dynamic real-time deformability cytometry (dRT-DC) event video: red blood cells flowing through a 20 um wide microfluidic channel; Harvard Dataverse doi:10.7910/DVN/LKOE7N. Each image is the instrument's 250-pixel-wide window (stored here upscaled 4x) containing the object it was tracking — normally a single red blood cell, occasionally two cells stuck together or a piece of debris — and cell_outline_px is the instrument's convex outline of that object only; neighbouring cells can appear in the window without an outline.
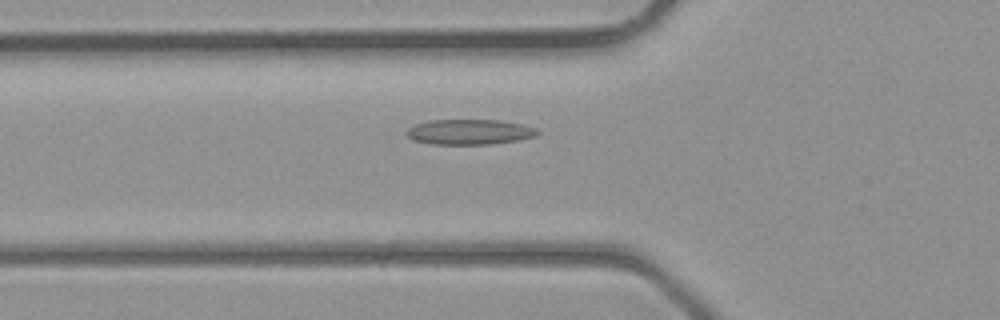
{"species": "common noctule bat (a hibernating species)", "species_latin": "Nyctalus noctula", "temperature_condition": "room temperature", "stored_images_in_passage": 26, "camera_frame_rate_fps": 3000, "um_per_image_px": 0.085, "animal": {"sex": "male", "body_mass_g": 23.1, "forearm_length_mm": 52.7}, "frame": {"image": 1, "passage_image": 3, "time_ms": 0.667, "image_size_px": [1000, 320], "cell_outline_px": [[540, 132], [536, 136], [516, 140], [492, 144], [432, 144], [412, 140], [404, 132], [408, 128], [416, 124], [428, 120], [500, 120], [520, 124], [536, 128]], "centroid_in_image_um": [39.87, 11.21], "position_along_channel_um": 85.9, "area_um2": 19.25}}
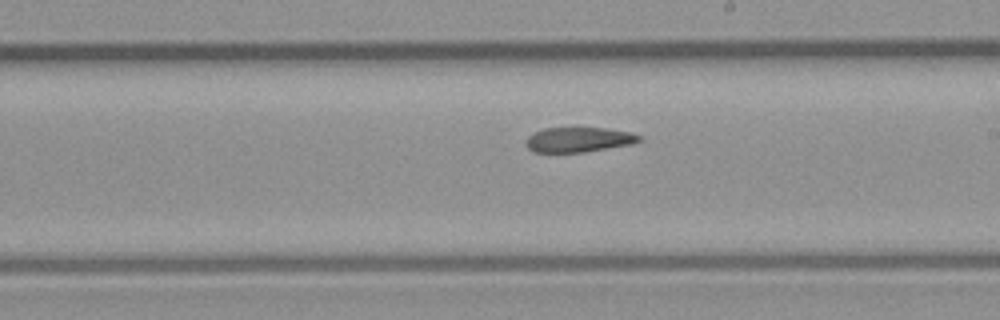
{"frame": {"image": 2, "passage_image": 12, "time_ms": 3.667, "image_size_px": [1000, 320], "cell_outline_px": [[640, 140], [632, 144], [584, 152], [532, 152], [528, 148], [528, 136], [544, 128], [608, 128], [632, 132], [640, 136]], "centroid_in_image_um": [49.22, 11.87], "position_along_channel_um": 239.8, "area_um2": 16.24}}
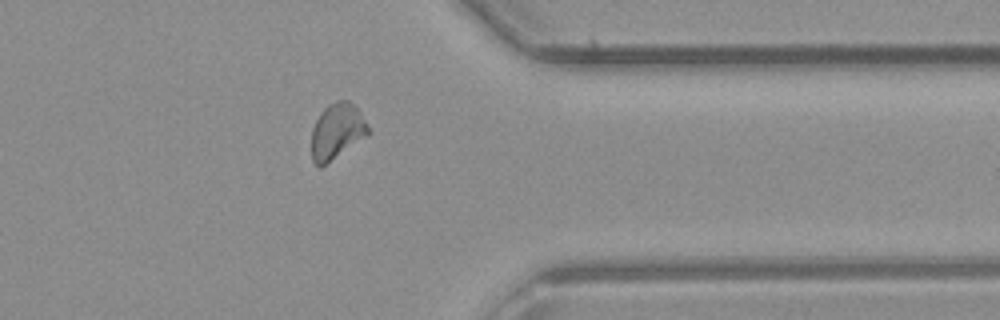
{"frame": {"image": 3, "passage_image": 21, "time_ms": 6.667, "image_size_px": [1000, 320], "cell_outline_px": [[368, 132], [320, 168], [312, 160], [312, 128], [320, 112], [328, 104], [336, 100], [348, 100], [360, 112], [368, 124]], "centroid_in_image_um": [28.59, 11.11], "position_along_channel_um": 382.8, "area_um2": 17.74}}